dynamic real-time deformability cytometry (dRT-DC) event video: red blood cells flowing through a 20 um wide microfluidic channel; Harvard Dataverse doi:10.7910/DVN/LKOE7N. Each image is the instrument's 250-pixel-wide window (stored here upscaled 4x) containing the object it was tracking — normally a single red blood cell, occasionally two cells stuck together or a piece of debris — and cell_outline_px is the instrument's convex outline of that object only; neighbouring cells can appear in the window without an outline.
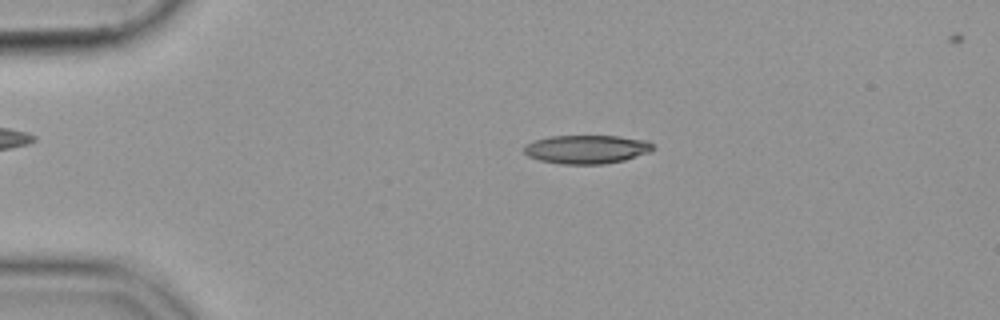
{"species": "common noctule bat (a hibernating species)", "species_latin": "Nyctalus noctula", "temperature_condition": "cold", "stored_images_in_passage": 54, "camera_frame_rate_fps": 3000, "um_per_image_px": 0.085, "animal": {"sex": "female", "body_mass_g": 19.9}, "frame": {"image": 1, "passage_image": 11, "time_ms": 3.333, "image_size_px": [1000, 320], "cell_outline_px": [[652, 152], [624, 160], [604, 164], [560, 164], [540, 160], [528, 156], [524, 152], [524, 144], [548, 136], [620, 136], [648, 140], [652, 144]], "centroid_in_image_um": [49.87, 12.69], "position_along_channel_um": 35.1, "area_um2": 21.62}}
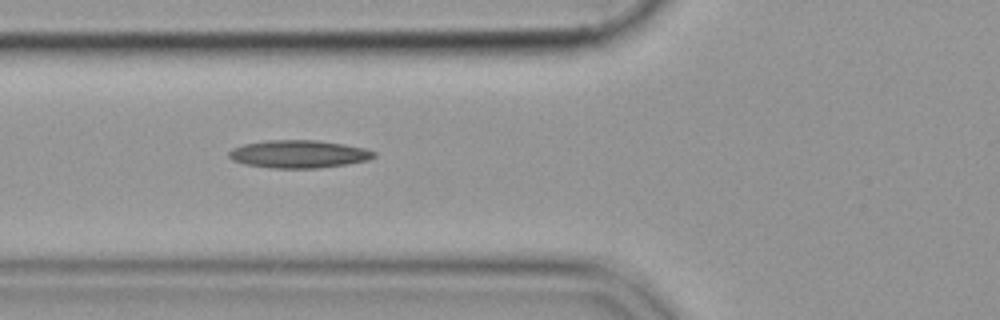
{"frame": {"image": 2, "passage_image": 20, "time_ms": 6.333, "image_size_px": [1000, 320], "cell_outline_px": [[376, 156], [368, 160], [348, 164], [320, 168], [272, 168], [244, 164], [232, 160], [228, 156], [228, 152], [232, 148], [244, 144], [268, 140], [316, 140], [344, 144], [364, 148], [376, 152]], "centroid_in_image_um": [25.39, 13.1], "position_along_channel_um": 100.4, "area_um2": 23.58}}
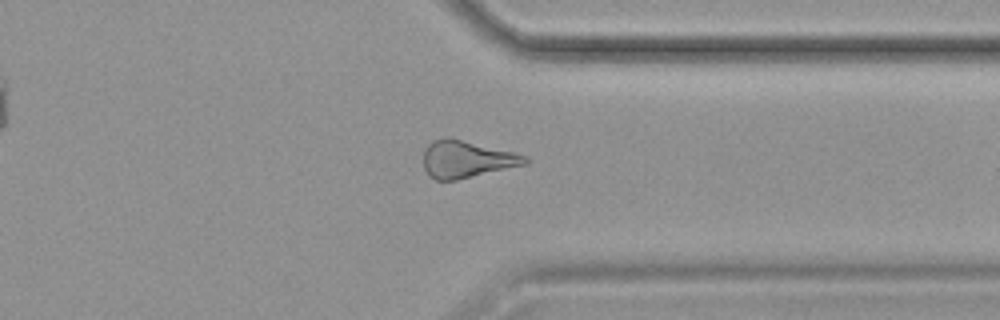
{"frame": {"image": 3, "passage_image": 42, "time_ms": 13.667, "image_size_px": [1000, 320], "cell_outline_px": [[528, 164], [456, 180], [436, 180], [428, 176], [424, 168], [424, 152], [428, 144], [432, 140], [460, 140], [512, 152], [528, 156]], "centroid_in_image_um": [39.67, 13.58], "position_along_channel_um": 371.7, "area_um2": 21.39}}